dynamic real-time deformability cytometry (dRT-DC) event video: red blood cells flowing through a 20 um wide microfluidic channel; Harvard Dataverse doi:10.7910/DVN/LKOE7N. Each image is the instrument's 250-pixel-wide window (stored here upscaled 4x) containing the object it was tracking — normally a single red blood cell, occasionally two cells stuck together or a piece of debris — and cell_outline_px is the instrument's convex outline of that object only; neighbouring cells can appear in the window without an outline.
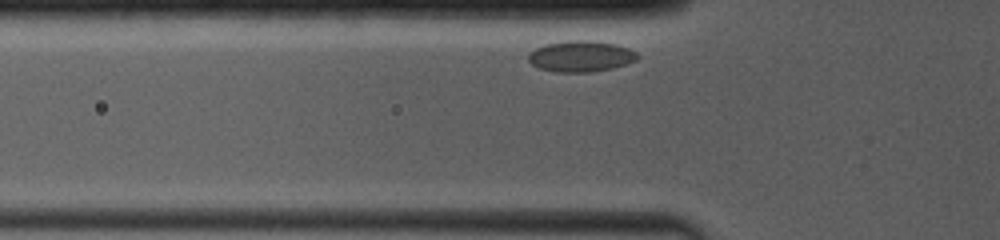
{"species": "common noctule bat (a hibernating species)", "species_latin": "Nyctalus noctula", "temperature_condition": "room temperature", "stored_images_in_passage": 16, "camera_frame_rate_fps": 4000, "um_per_image_px": 0.085, "animal": {"sex": "female", "body_mass_g": 19.0, "forearm_length_mm": 53.3}, "frame": {"image": 1, "passage_image": 2, "time_ms": 0.25, "image_size_px": [1000, 240], "cell_outline_px": [[640, 56], [636, 60], [612, 68], [588, 72], [556, 72], [540, 68], [532, 64], [528, 60], [528, 52], [544, 44], [568, 40], [592, 40], [616, 44], [628, 48], [636, 52]], "centroid_in_image_um": [49.35, 4.77], "position_along_channel_um": 76.4, "area_um2": 19.77}}
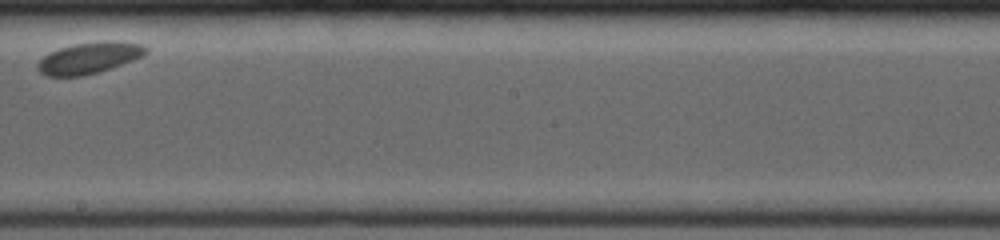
{"frame": {"image": 2, "passage_image": 10, "time_ms": 5.0, "image_size_px": [1000, 240], "cell_outline_px": [[148, 52], [144, 56], [112, 68], [100, 72], [84, 76], [44, 76], [36, 68], [36, 64], [48, 52], [72, 44], [104, 40], [108, 40], [140, 44], [148, 48]], "centroid_in_image_um": [7.57, 4.93], "position_along_channel_um": 240.6, "area_um2": 20.06}}
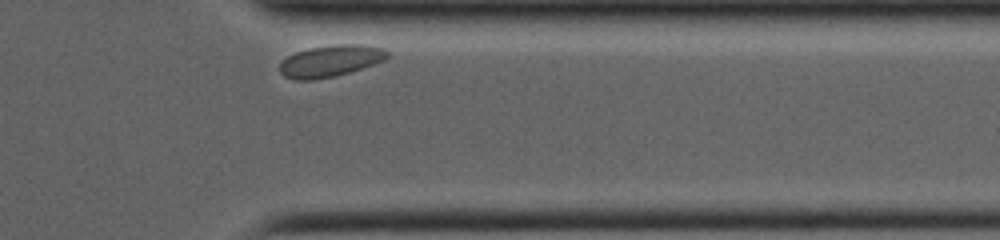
{"frame": {"image": 3, "passage_image": 16, "time_ms": 9.0, "image_size_px": [1000, 240], "cell_outline_px": [[388, 56], [384, 60], [336, 76], [312, 80], [296, 80], [284, 76], [280, 72], [280, 64], [288, 56], [296, 52], [308, 48], [336, 44], [364, 44], [384, 48], [388, 52]], "centroid_in_image_um": [28.08, 5.17], "position_along_channel_um": 383.3, "area_um2": 19.71}}